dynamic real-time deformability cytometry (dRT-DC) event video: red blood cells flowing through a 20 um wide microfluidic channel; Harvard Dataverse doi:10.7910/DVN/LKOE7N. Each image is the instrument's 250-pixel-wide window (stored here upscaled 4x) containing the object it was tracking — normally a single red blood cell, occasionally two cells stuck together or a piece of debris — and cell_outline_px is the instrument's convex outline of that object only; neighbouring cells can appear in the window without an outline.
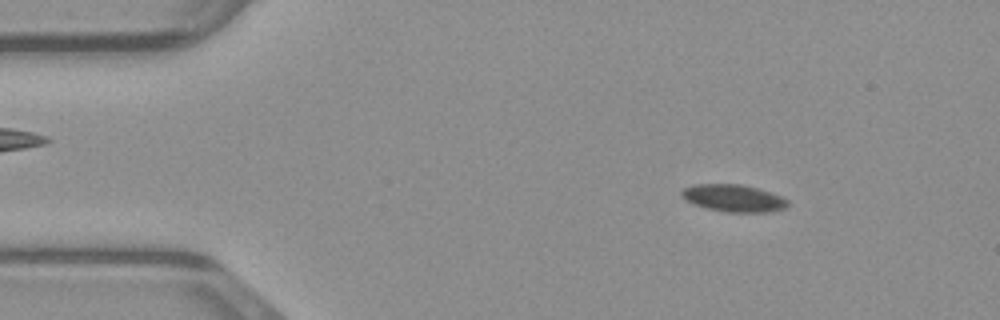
{"species": "common noctule bat (a hibernating species)", "species_latin": "Nyctalus noctula", "temperature_condition": "warm", "stored_images_in_passage": 49, "camera_frame_rate_fps": 3000, "um_per_image_px": 0.085, "animal": {"sex": "male", "body_mass_g": 23.1, "forearm_length_mm": 52.7}, "frame": {"image": 1, "passage_image": 7, "time_ms": 2.0, "image_size_px": [1000, 320], "cell_outline_px": [[788, 204], [784, 208], [768, 212], [728, 212], [708, 208], [696, 204], [688, 200], [680, 192], [684, 188], [696, 184], [740, 184], [756, 188], [780, 196], [788, 200]], "centroid_in_image_um": [62.37, 16.84], "position_along_channel_um": 22.6, "area_um2": 16.36}}
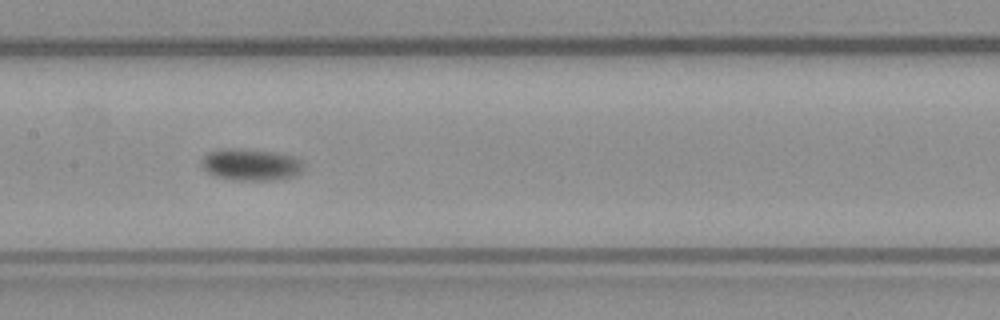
{"frame": {"image": 2, "passage_image": 24, "time_ms": 7.667, "image_size_px": [1000, 320], "cell_outline_px": [[304, 172], [296, 176], [276, 180], [232, 180], [216, 176], [208, 172], [200, 164], [200, 160], [208, 152], [228, 148], [272, 152], [296, 156], [304, 164]], "centroid_in_image_um": [21.37, 14.01], "position_along_channel_um": 186.0, "area_um2": 19.02}}
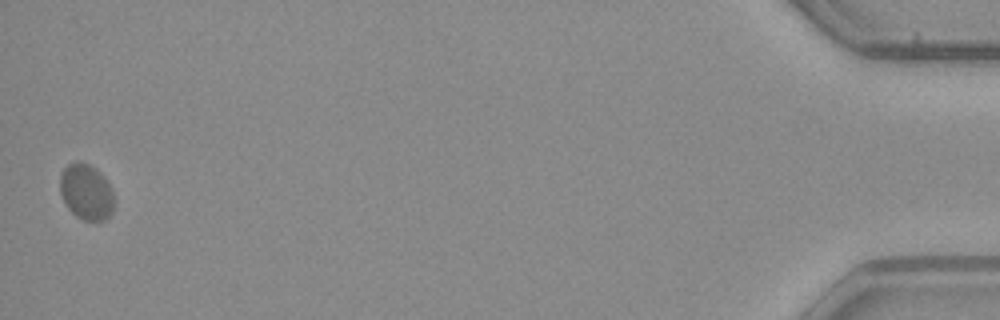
{"frame": {"image": 3, "passage_image": 49, "time_ms": 16.0, "image_size_px": [1000, 320], "cell_outline_px": [[112, 212], [104, 220], [84, 220], [76, 216], [68, 208], [60, 192], [60, 172], [68, 164], [76, 160], [80, 160], [96, 168], [104, 176], [112, 188]], "centroid_in_image_um": [7.31, 16.27], "position_along_channel_um": 427.9, "area_um2": 17.57}}